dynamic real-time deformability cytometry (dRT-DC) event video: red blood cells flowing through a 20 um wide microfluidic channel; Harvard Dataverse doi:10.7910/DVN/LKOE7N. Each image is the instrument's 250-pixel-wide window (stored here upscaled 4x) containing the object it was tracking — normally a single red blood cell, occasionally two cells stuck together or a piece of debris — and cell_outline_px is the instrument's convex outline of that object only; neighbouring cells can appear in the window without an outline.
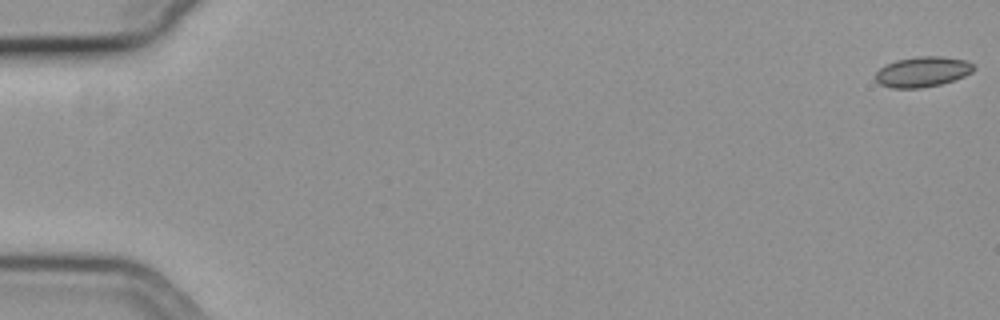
{"species": "common noctule bat (a hibernating species)", "species_latin": "Nyctalus noctula", "temperature_condition": "cold", "stored_images_in_passage": 18, "camera_frame_rate_fps": 3000, "um_per_image_px": 0.085, "animal": {"sex": "female", "body_mass_g": 19.3, "forearm_length_mm": 54.1}, "frame": {"image": 1, "passage_image": 1, "time_ms": 0.0, "image_size_px": [1000, 320], "cell_outline_px": [[976, 68], [972, 72], [964, 76], [940, 84], [920, 88], [892, 88], [880, 84], [876, 80], [876, 72], [884, 64], [896, 60], [916, 56], [940, 56], [968, 60]], "centroid_in_image_um": [78.41, 6.09], "position_along_channel_um": 6.6, "area_um2": 17.4}}
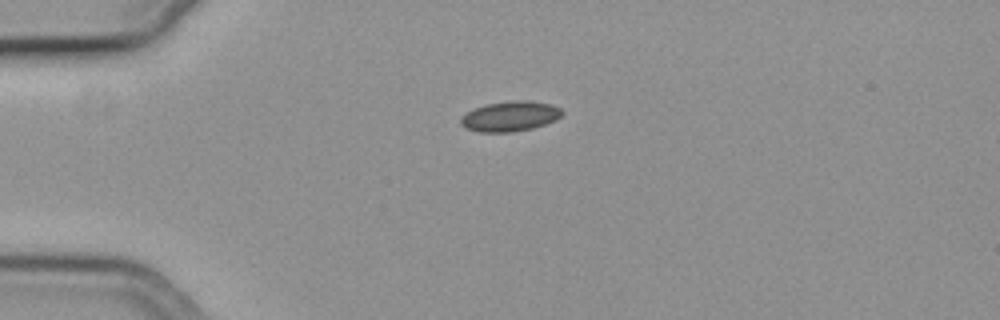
{"frame": {"image": 2, "passage_image": 15, "time_ms": 4.667, "image_size_px": [1000, 320], "cell_outline_px": [[564, 112], [556, 120], [532, 128], [512, 132], [480, 132], [464, 128], [460, 124], [460, 120], [468, 112], [484, 104], [512, 100], [528, 100], [552, 104], [560, 108]], "centroid_in_image_um": [43.37, 9.88], "position_along_channel_um": 41.6, "area_um2": 17.8}}